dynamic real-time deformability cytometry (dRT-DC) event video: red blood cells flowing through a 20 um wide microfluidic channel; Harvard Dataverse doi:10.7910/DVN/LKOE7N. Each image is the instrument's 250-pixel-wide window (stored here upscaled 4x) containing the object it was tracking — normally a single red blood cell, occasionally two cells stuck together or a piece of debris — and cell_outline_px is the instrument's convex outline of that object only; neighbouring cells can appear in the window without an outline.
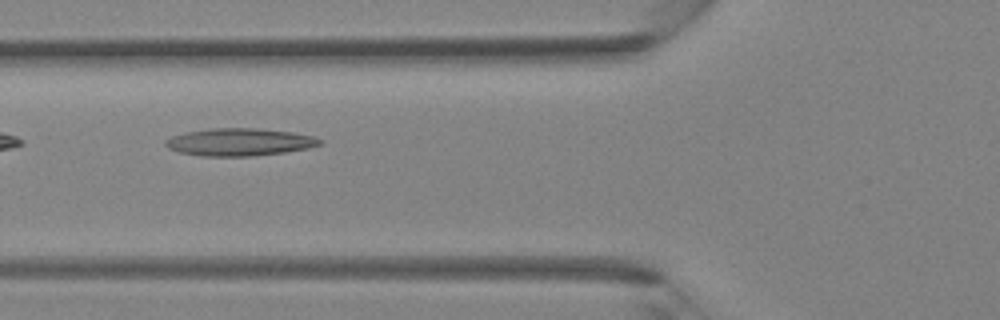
{"species": "Egyptian fruit bat (a non-hibernating species)", "species_latin": "Rousettus aegyptiacus", "temperature_condition": "room temperature", "stored_images_in_passage": 38, "camera_frame_rate_fps": 3000, "um_per_image_px": 0.085, "animal": {"sex": "female"}, "frame": {"image": 1, "passage_image": 15, "time_ms": 4.667, "image_size_px": [1000, 320], "cell_outline_px": [[324, 144], [308, 148], [284, 152], [252, 156], [200, 156], [180, 152], [168, 148], [164, 144], [164, 140], [172, 136], [188, 132], [212, 128], [256, 128], [292, 132], [312, 136], [324, 140]], "centroid_in_image_um": [20.38, 12.08], "position_along_channel_um": 105.4, "area_um2": 24.74}}
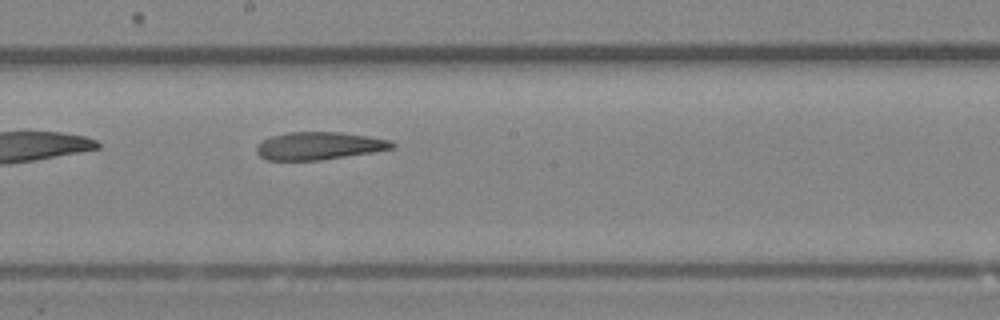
{"frame": {"image": 2, "passage_image": 22, "time_ms": 7.0, "image_size_px": [1000, 320], "cell_outline_px": [[396, 144], [392, 148], [372, 152], [320, 160], [268, 160], [260, 156], [256, 152], [256, 144], [272, 136], [288, 132], [340, 132], [368, 136], [388, 140]], "centroid_in_image_um": [27.08, 12.39], "position_along_channel_um": 221.1, "area_um2": 21.68}}
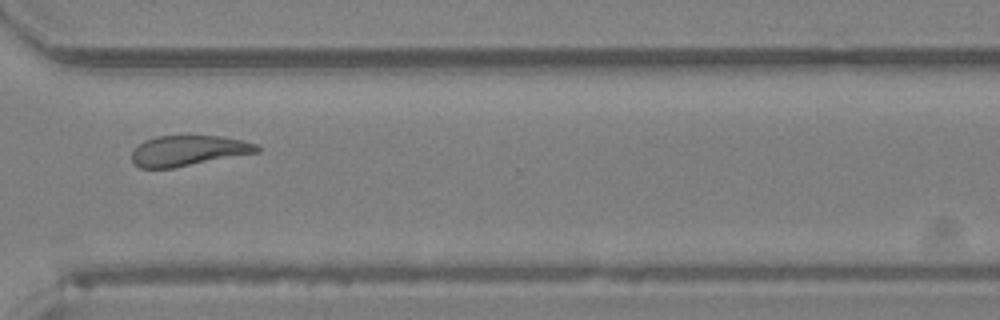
{"frame": {"image": 3, "passage_image": 30, "time_ms": 9.667, "image_size_px": [1000, 320], "cell_outline_px": [[260, 152], [172, 168], [140, 168], [132, 160], [132, 152], [144, 140], [156, 136], [224, 136], [244, 140], [256, 144], [260, 148]], "centroid_in_image_um": [16.04, 12.8], "position_along_channel_um": 354.6, "area_um2": 22.14}}